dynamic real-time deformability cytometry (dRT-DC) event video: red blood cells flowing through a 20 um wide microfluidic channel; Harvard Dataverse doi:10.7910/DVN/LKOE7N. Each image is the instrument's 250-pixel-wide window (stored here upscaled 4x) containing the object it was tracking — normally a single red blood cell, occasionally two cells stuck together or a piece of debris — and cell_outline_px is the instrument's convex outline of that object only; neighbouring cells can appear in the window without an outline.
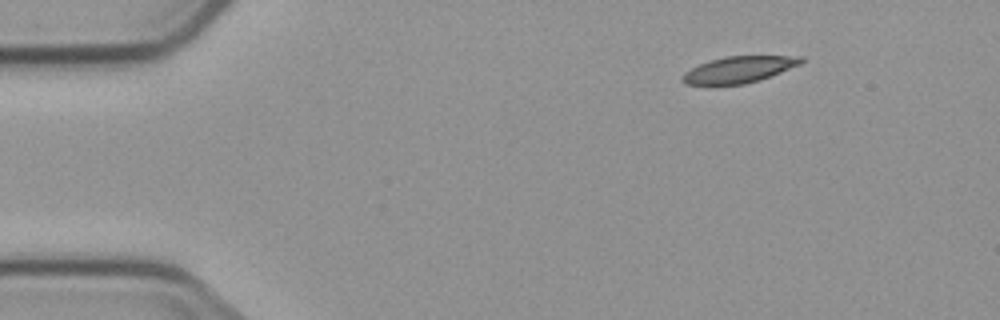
{"species": "common noctule bat (a hibernating species)", "species_latin": "Nyctalus noctula", "temperature_condition": "cold", "stored_images_in_passage": 4, "segment_of_instrument_passage": [2, 2], "camera_frame_rate_fps": 3000, "um_per_image_px": 0.085, "animal": {"sex": "male", "body_mass_g": 23.1, "forearm_length_mm": 52.7}, "frame": {"image": 1, "passage_image": 4, "time_ms": 4.333, "image_size_px": [1000, 320], "cell_outline_px": [[804, 60], [800, 64], [760, 80], [744, 84], [684, 84], [680, 80], [680, 76], [684, 72], [700, 64], [724, 56], [804, 56]], "centroid_in_image_um": [62.79, 5.91], "position_along_channel_um": 22.2, "area_um2": 18.09}}